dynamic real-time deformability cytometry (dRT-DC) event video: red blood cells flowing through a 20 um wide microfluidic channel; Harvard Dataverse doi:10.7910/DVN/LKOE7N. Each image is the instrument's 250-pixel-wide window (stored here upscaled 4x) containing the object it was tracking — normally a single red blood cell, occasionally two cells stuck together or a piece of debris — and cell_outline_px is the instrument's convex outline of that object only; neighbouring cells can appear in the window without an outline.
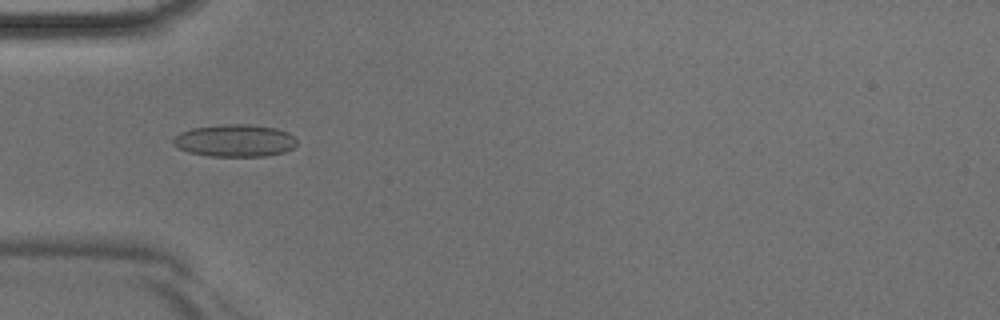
{"species": "Egyptian fruit bat (a non-hibernating species)", "species_latin": "Rousettus aegyptiacus", "temperature_condition": "room temperature", "stored_images_in_passage": 41, "camera_frame_rate_fps": 3000, "um_per_image_px": 0.085, "animal": {"sex": "male"}, "frame": {"image": 1, "passage_image": 11, "time_ms": 3.333, "image_size_px": [1000, 320], "cell_outline_px": [[296, 144], [292, 148], [284, 152], [264, 156], [208, 156], [188, 152], [172, 144], [172, 140], [180, 132], [192, 128], [224, 124], [248, 124], [276, 128], [288, 132], [296, 140]], "centroid_in_image_um": [19.94, 11.95], "position_along_channel_um": 65.1, "area_um2": 23.24}}
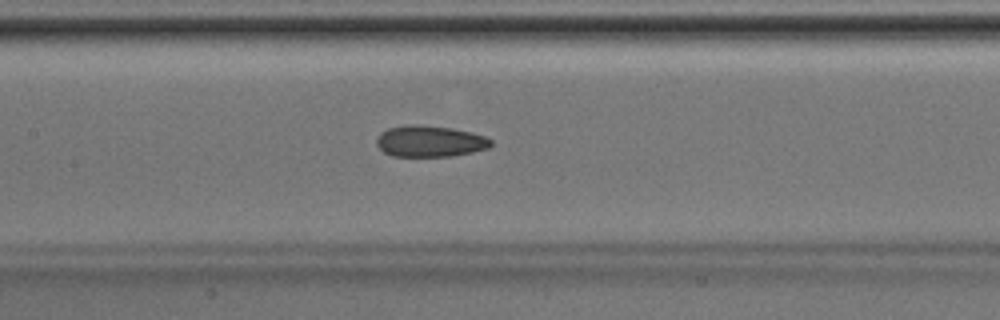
{"frame": {"image": 2, "passage_image": 18, "time_ms": 5.667, "image_size_px": [1000, 320], "cell_outline_px": [[492, 144], [488, 148], [472, 152], [452, 156], [392, 156], [384, 152], [376, 144], [376, 136], [380, 132], [388, 128], [408, 124], [416, 124], [452, 128], [472, 132], [484, 136], [492, 140]], "centroid_in_image_um": [36.51, 12.0], "position_along_channel_um": 170.9, "area_um2": 20.98}}
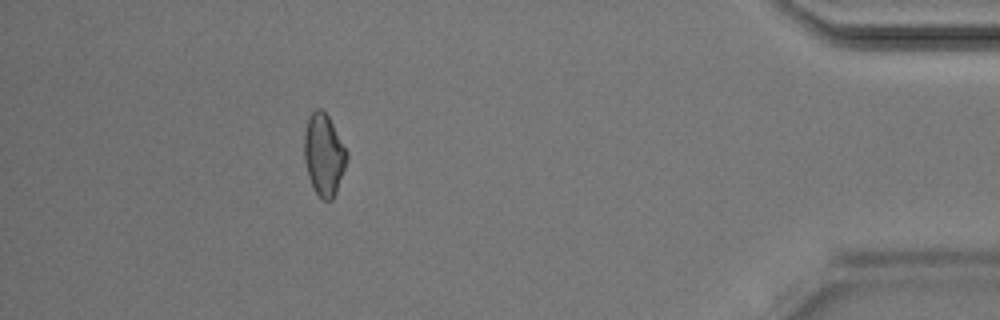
{"frame": {"image": 3, "passage_image": 37, "time_ms": 12.0, "image_size_px": [1000, 320], "cell_outline_px": [[348, 156], [336, 192], [332, 200], [324, 200], [316, 192], [308, 176], [304, 160], [304, 132], [308, 116], [316, 108], [320, 108], [328, 116], [348, 152]], "centroid_in_image_um": [27.51, 13.12], "position_along_channel_um": 407.7, "area_um2": 20.11}}